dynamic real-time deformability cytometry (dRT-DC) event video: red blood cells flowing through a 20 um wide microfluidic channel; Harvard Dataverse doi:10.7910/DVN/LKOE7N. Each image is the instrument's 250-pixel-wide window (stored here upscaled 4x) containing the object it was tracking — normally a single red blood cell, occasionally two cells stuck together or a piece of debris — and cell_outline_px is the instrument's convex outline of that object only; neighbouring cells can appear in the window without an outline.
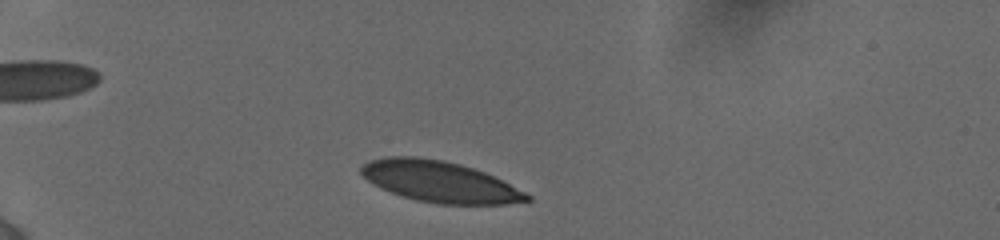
{"species": "human", "species_latin": "Homo sapiens", "temperature_condition": "cold", "stored_images_in_passage": 12, "camera_frame_rate_fps": 3000, "um_per_image_px": 0.085, "donor": {"sex": "female"}, "frame": {"image": 1, "passage_image": 2, "time_ms": 0.333, "image_size_px": [1000, 240], "cell_outline_px": [[532, 200], [508, 204], [436, 204], [416, 200], [380, 188], [372, 184], [360, 172], [360, 168], [368, 160], [388, 156], [416, 156], [444, 160], [460, 164], [484, 172], [532, 196]], "centroid_in_image_um": [37.34, 15.44], "position_along_channel_um": 47.7, "area_um2": 39.48}}
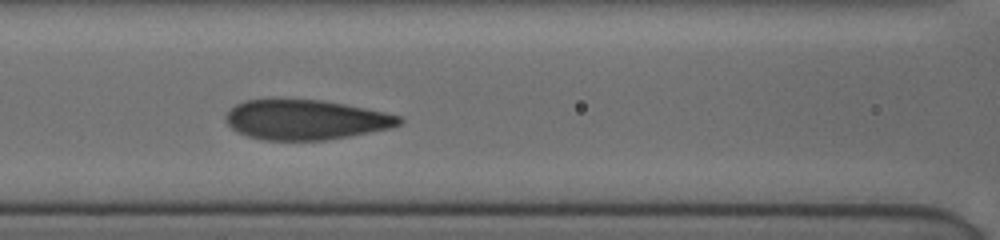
{"frame": {"image": 2, "passage_image": 11, "time_ms": 4.0, "image_size_px": [1000, 240], "cell_outline_px": [[404, 120], [400, 124], [388, 128], [348, 136], [324, 140], [264, 140], [248, 136], [236, 132], [224, 120], [224, 116], [236, 104], [244, 100], [320, 100], [344, 104], [384, 112], [400, 116]], "centroid_in_image_um": [25.94, 10.18], "position_along_channel_um": 140.7, "area_um2": 39.88}}
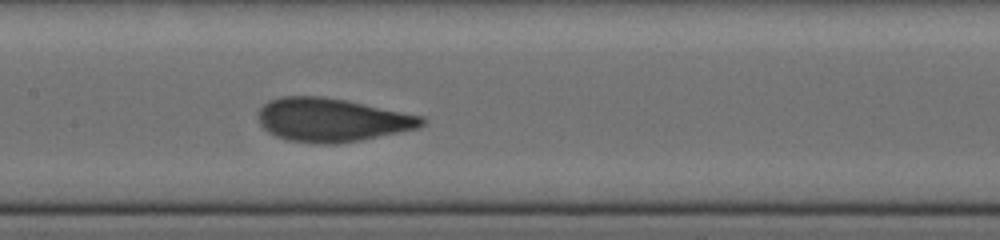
{"frame": {"image": 3, "passage_image": 12, "time_ms": 5.0, "image_size_px": [1000, 240], "cell_outline_px": [[428, 120], [420, 128], [360, 140], [336, 144], [320, 144], [288, 140], [276, 136], [268, 132], [260, 124], [256, 116], [260, 108], [268, 100], [280, 96], [324, 96], [348, 100], [424, 116]], "centroid_in_image_um": [28.22, 10.18], "position_along_channel_um": 179.2, "area_um2": 41.96}}